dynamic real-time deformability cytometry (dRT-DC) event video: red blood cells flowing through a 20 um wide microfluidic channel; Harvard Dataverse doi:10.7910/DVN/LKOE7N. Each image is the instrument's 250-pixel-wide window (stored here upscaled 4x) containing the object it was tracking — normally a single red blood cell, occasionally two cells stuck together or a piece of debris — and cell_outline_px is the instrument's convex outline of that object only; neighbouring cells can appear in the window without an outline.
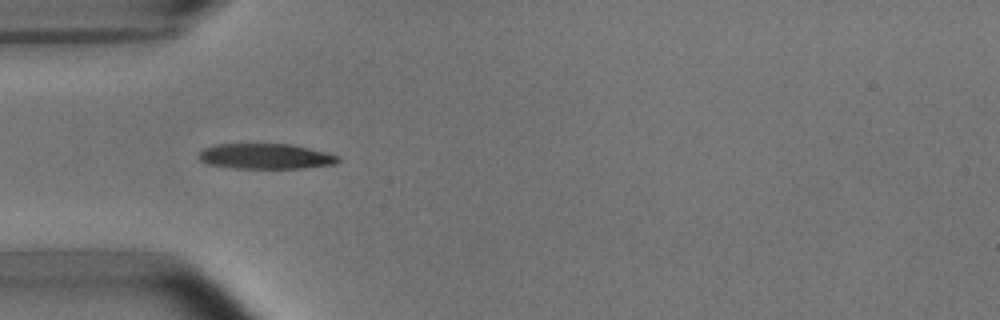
{"species": "common noctule bat (a hibernating species)", "species_latin": "Nyctalus noctula", "temperature_condition": "room temperature", "stored_images_in_passage": 2, "camera_frame_rate_fps": 3000, "um_per_image_px": 0.085, "animal": {"sex": "male", "body_mass_g": 15.6}, "frame": {"image": 1, "passage_image": 1, "time_ms": 0.0, "image_size_px": [1000, 320], "cell_outline_px": [[340, 160], [336, 164], [304, 168], [236, 168], [208, 164], [200, 160], [200, 152], [204, 148], [216, 144], [292, 144], [340, 156]], "centroid_in_image_um": [22.61, 13.29], "position_along_channel_um": 62.4, "area_um2": 20.46}}